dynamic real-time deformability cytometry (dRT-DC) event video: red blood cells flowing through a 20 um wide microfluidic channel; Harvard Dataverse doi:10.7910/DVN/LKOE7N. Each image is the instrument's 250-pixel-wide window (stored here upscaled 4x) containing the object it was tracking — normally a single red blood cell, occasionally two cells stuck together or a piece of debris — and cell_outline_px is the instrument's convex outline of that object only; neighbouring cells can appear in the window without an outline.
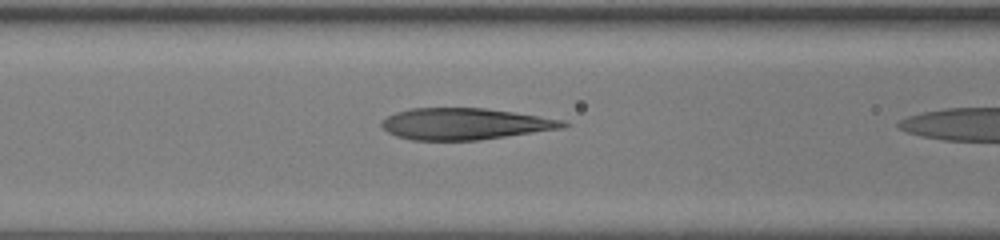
{"species": "human", "species_latin": "Homo sapiens", "temperature_condition": "room temperature", "stored_images_in_passage": 9, "camera_frame_rate_fps": 3000, "um_per_image_px": 0.085, "donor": {"sex": "female"}, "frame": {"image": 1, "passage_image": 8, "time_ms": 2.333, "image_size_px": [1000, 240], "cell_outline_px": [[568, 124], [564, 128], [480, 140], [412, 140], [396, 136], [388, 132], [380, 124], [388, 116], [396, 112], [412, 108], [484, 108], [512, 112], [564, 120]], "centroid_in_image_um": [39.52, 10.53], "position_along_channel_um": 127.1, "area_um2": 33.06}}